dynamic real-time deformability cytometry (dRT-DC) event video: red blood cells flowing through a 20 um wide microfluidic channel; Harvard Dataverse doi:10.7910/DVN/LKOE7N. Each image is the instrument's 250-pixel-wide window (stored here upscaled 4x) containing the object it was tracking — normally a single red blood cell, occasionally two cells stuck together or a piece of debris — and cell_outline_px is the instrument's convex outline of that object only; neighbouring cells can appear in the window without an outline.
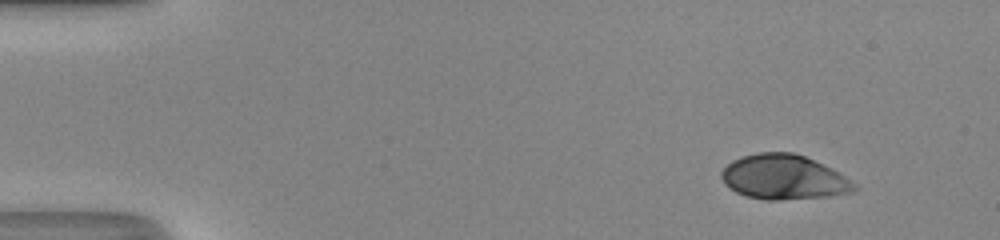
{"species": "human", "species_latin": "Homo sapiens", "temperature_condition": "room temperature", "stored_images_in_passage": 44, "camera_frame_rate_fps": 3000, "um_per_image_px": 0.085, "donor": {"sex": "male"}, "frame": {"image": 1, "passage_image": 1, "time_ms": 0.0, "image_size_px": [1000, 240], "cell_outline_px": [[860, 188], [852, 192], [828, 196], [776, 200], [764, 200], [748, 196], [736, 192], [724, 184], [720, 176], [720, 172], [732, 160], [740, 156], [756, 152], [792, 152], [804, 156], [844, 176], [856, 184]], "centroid_in_image_um": [66.57, 15.06], "position_along_channel_um": 18.4, "area_um2": 34.39}}
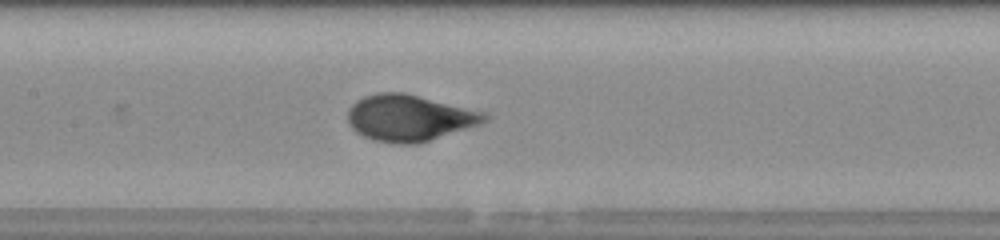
{"frame": {"image": 2, "passage_image": 20, "time_ms": 6.333, "image_size_px": [1000, 240], "cell_outline_px": [[488, 120], [480, 124], [416, 144], [400, 144], [372, 140], [356, 132], [348, 124], [348, 108], [356, 100], [364, 96], [376, 92], [404, 92], [484, 112], [488, 116]], "centroid_in_image_um": [34.74, 10.01], "position_along_channel_um": 172.7, "area_um2": 36.82}}
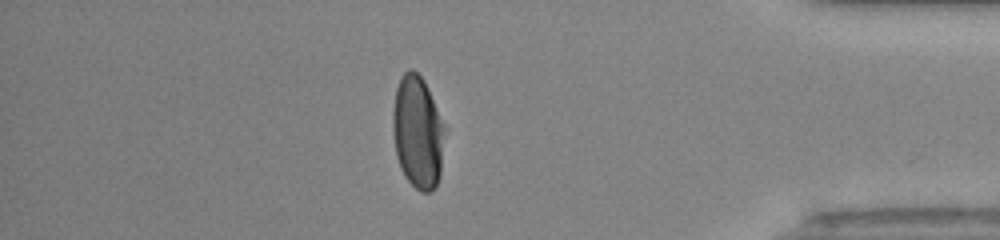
{"frame": {"image": 3, "passage_image": 38, "time_ms": 12.333, "image_size_px": [1000, 240], "cell_outline_px": [[448, 128], [440, 176], [436, 188], [432, 192], [420, 192], [404, 176], [400, 168], [396, 156], [392, 128], [392, 112], [396, 88], [400, 76], [408, 68], [412, 68], [424, 80]], "centroid_in_image_um": [35.54, 11.24], "position_along_channel_um": 399.7, "area_um2": 35.37}, "authors_computed_cell_mechanics": {"area_um2": 35.5759, "velocity_mm_per_s": 4.332, "shape_relaxation_time_tau1_ms": 3.1006, "shape_relaxation_time_tau2_ms": null, "deformation_change_tau1": 0.1904, "deformation_change_tau2": null}}